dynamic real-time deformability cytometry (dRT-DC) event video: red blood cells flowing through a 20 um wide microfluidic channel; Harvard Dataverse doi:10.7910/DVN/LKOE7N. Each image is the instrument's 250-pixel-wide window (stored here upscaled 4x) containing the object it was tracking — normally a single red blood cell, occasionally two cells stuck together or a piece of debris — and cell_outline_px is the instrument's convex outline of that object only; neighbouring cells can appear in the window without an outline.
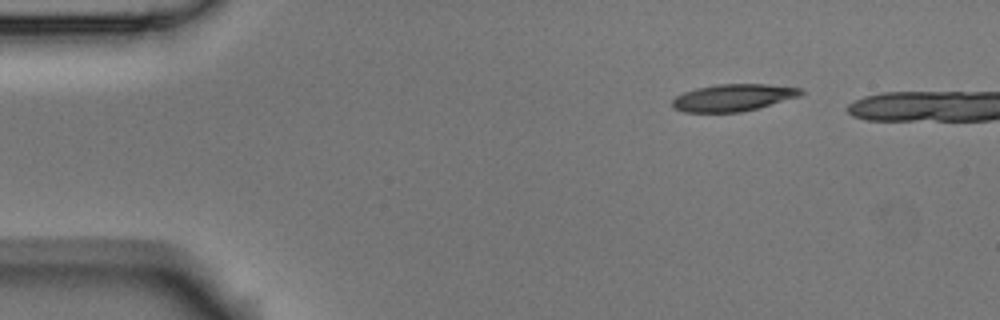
{"species": "Egyptian fruit bat (a non-hibernating species)", "species_latin": "Rousettus aegyptiacus", "temperature_condition": "room temperature", "stored_images_in_passage": 3, "camera_frame_rate_fps": 3000, "um_per_image_px": 0.085, "animal": {"sex": "male"}, "frame": {"image": 1, "passage_image": 1, "time_ms": 0.0, "image_size_px": [1000, 320], "cell_outline_px": [[804, 92], [800, 96], [760, 108], [740, 112], [684, 112], [672, 108], [672, 100], [676, 96], [684, 92], [696, 88], [716, 84], [764, 84], [800, 88]], "centroid_in_image_um": [62.3, 8.3], "position_along_channel_um": 22.7, "area_um2": 20.35}}
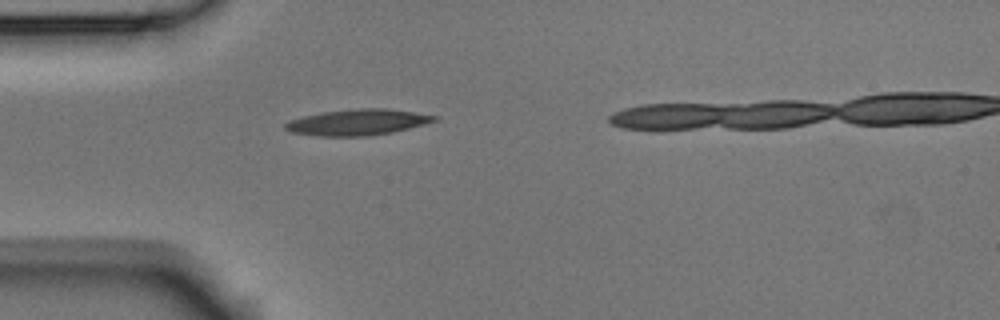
{"frame": {"image": 2, "passage_image": 3, "time_ms": 0.667, "image_size_px": [1000, 320], "cell_outline_px": [[440, 116], [436, 120], [408, 128], [392, 132], [364, 136], [316, 136], [292, 132], [284, 128], [284, 124], [288, 120], [304, 116], [324, 112], [360, 108], [384, 108]], "centroid_in_image_um": [30.35, 10.39], "position_along_channel_um": 54.6, "area_um2": 22.25}}